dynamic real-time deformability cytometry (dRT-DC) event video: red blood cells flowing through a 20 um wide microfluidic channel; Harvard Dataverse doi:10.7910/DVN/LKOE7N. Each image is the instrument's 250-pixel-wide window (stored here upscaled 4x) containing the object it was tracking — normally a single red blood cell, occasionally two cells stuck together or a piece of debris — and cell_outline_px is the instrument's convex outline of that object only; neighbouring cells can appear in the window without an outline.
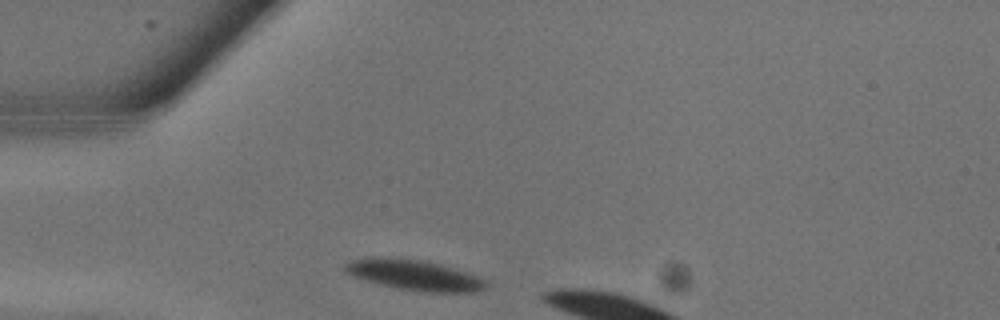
{"species": "common noctule bat (a hibernating species)", "species_latin": "Nyctalus noctula", "temperature_condition": "warm", "stored_images_in_passage": 3, "camera_frame_rate_fps": 3000, "um_per_image_px": 0.085, "animal": {"sex": "male", "body_mass_g": 13.3}, "frame": {"image": 1, "passage_image": 1, "time_ms": 0.0, "image_size_px": [1000, 320], "cell_outline_px": [[488, 288], [476, 292], [432, 292], [400, 288], [380, 284], [352, 276], [344, 268], [344, 264], [352, 260], [372, 256], [380, 256], [420, 260], [440, 264], [480, 276], [488, 280]], "centroid_in_image_um": [35.27, 23.37], "position_along_channel_um": 49.7, "area_um2": 24.97}}